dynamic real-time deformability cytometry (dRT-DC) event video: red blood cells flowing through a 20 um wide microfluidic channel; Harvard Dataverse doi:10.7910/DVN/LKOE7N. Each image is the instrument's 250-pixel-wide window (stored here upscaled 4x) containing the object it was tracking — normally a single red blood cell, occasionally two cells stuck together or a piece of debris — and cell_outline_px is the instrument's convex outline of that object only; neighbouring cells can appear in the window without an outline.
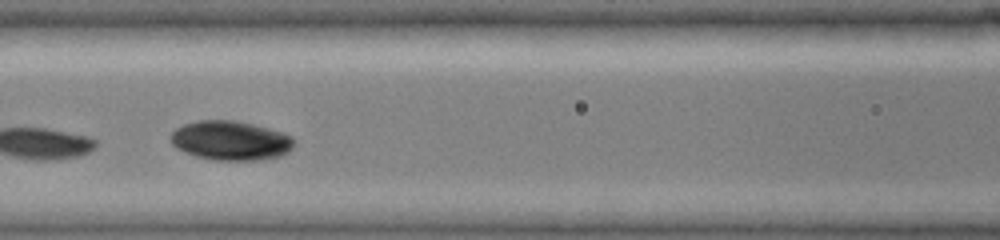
{"species": "common noctule bat (a hibernating species)", "species_latin": "Nyctalus noctula", "temperature_condition": "cold", "stored_images_in_passage": 16, "camera_frame_rate_fps": 3000, "um_per_image_px": 0.085, "animal": {"sex": "female", "body_mass_g": 19.0, "forearm_length_mm": 51.5}, "frame": {"image": 1, "passage_image": 7, "time_ms": 4.667, "image_size_px": [1000, 240], "cell_outline_px": [[296, 140], [292, 148], [288, 152], [280, 156], [260, 160], [216, 160], [196, 156], [184, 152], [176, 148], [168, 140], [172, 132], [176, 128], [184, 124], [196, 120], [236, 120], [284, 132], [292, 136]], "centroid_in_image_um": [19.6, 11.94], "position_along_channel_um": 147.0, "area_um2": 28.61}, "authors_computed_cell_mechanics": {"area_um2": 19.3919, "velocity_mm_per_s": 3.9496, "shape_relaxation_time_tau1_ms": 1.5781, "shape_relaxation_time_tau2_ms": null, "deformation_change_tau1": 0.074, "deformation_change_tau2": null}}